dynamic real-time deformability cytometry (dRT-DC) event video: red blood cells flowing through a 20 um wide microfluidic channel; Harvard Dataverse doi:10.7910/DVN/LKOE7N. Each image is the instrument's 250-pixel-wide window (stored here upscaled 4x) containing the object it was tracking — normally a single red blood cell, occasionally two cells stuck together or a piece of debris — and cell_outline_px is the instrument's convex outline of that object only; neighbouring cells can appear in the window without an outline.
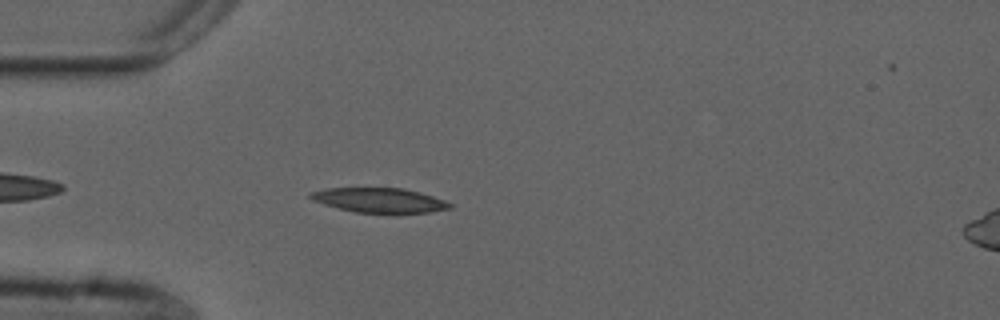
{"species": "common noctule bat (a hibernating species)", "species_latin": "Nyctalus noctula", "temperature_condition": "cold", "stored_images_in_passage": 43, "camera_frame_rate_fps": 3000, "um_per_image_px": 0.085, "animal": {"sex": "male", "forearm_length_mm": 52.5}, "frame": {"image": 1, "passage_image": 4, "time_ms": 1.0, "image_size_px": [1000, 320], "cell_outline_px": [[452, 208], [432, 212], [400, 216], [396, 216], [356, 212], [324, 204], [312, 200], [308, 196], [308, 192], [328, 188], [404, 188], [420, 192], [444, 200], [452, 204]], "centroid_in_image_um": [32.32, 17.06], "position_along_channel_um": 52.7, "area_um2": 20.92}}
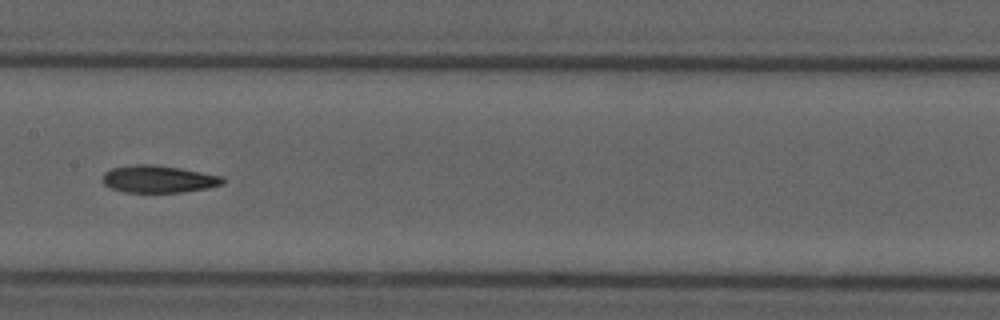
{"frame": {"image": 2, "passage_image": 16, "time_ms": 5.0, "image_size_px": [1000, 320], "cell_outline_px": [[224, 184], [208, 188], [180, 192], [124, 192], [112, 188], [104, 184], [104, 172], [112, 168], [132, 164], [156, 164], [180, 168], [224, 176]], "centroid_in_image_um": [13.5, 15.21], "position_along_channel_um": 193.9, "area_um2": 19.13}}
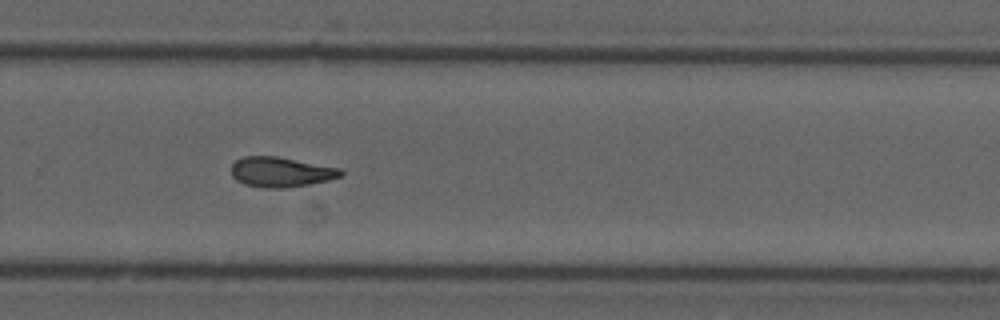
{"frame": {"image": 3, "passage_image": 25, "time_ms": 8.0, "image_size_px": [1000, 320], "cell_outline_px": [[344, 176], [328, 180], [308, 184], [284, 188], [264, 188], [244, 184], [236, 180], [232, 176], [232, 164], [236, 160], [244, 156], [276, 156], [340, 168], [344, 172]], "centroid_in_image_um": [23.88, 14.62], "position_along_channel_um": 305.9, "area_um2": 19.13}, "authors_computed_cell_mechanics": {"area_um2": 19.1318, "velocity_mm_per_s": 3.753, "shape_relaxation_time_tau1_ms": 9.425, "shape_relaxation_time_tau2_ms": 5.1642, "deformation_change_tau1": null, "deformation_change_tau2": 0.1331}}